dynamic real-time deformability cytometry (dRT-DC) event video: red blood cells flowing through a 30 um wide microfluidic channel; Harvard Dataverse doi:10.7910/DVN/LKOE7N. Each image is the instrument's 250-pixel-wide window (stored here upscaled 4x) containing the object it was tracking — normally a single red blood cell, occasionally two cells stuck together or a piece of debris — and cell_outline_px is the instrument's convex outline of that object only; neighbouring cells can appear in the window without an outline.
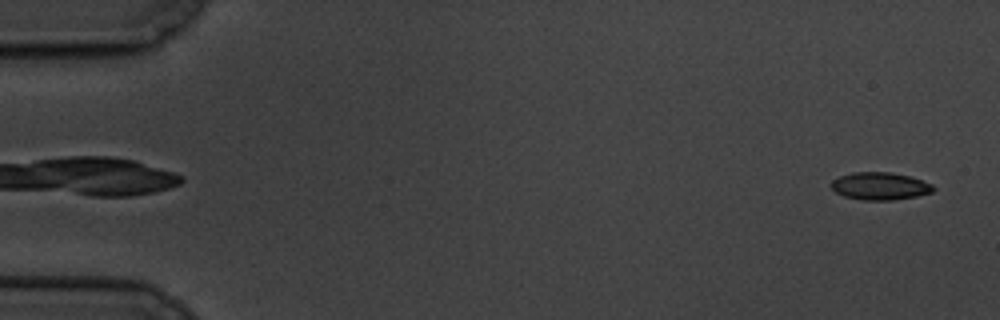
{"species": "common noctule bat (a hibernating species)", "species_latin": "Nyctalus noctula", "temperature_condition": "cold", "stored_images_in_passage": 5, "camera_frame_rate_fps": 3000, "um_per_image_px": 0.085, "animal": {"sex": "male", "body_mass_g": 19.5, "forearm_length_mm": 54.6}, "frame": {"image": 1, "passage_image": 5, "time_ms": 4.667, "image_size_px": [1000, 320], "cell_outline_px": [[936, 188], [932, 192], [916, 196], [892, 200], [860, 200], [844, 196], [836, 192], [832, 188], [832, 180], [840, 176], [852, 172], [892, 172], [908, 176], [932, 184]], "centroid_in_image_um": [74.79, 15.82], "position_along_channel_um": 10.2, "area_um2": 16.3}}